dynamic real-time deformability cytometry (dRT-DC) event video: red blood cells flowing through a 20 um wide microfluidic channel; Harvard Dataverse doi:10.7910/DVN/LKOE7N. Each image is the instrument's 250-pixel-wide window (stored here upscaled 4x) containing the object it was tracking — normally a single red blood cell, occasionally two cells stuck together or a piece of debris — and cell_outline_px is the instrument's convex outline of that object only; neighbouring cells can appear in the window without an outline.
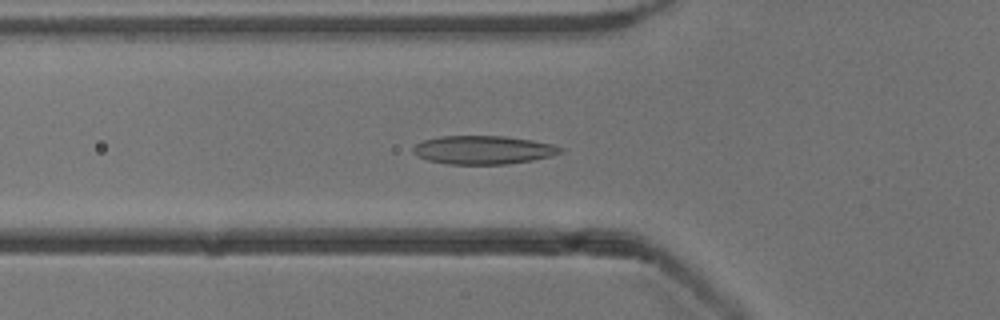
{"species": "common noctule bat (a hibernating species)", "species_latin": "Nyctalus noctula", "temperature_condition": "cold", "stored_images_in_passage": 47, "camera_frame_rate_fps": 3000, "um_per_image_px": 0.085, "animal": {"sex": "male", "body_mass_g": 13.3}, "frame": {"image": 1, "passage_image": 13, "time_ms": 4.0, "image_size_px": [1000, 320], "cell_outline_px": [[564, 152], [552, 156], [532, 160], [508, 164], [448, 164], [428, 160], [416, 156], [412, 152], [412, 148], [416, 144], [424, 140], [440, 136], [504, 136], [532, 140], [552, 144], [564, 148]], "centroid_in_image_um": [41.09, 12.74], "position_along_channel_um": 84.7, "area_um2": 24.57}}
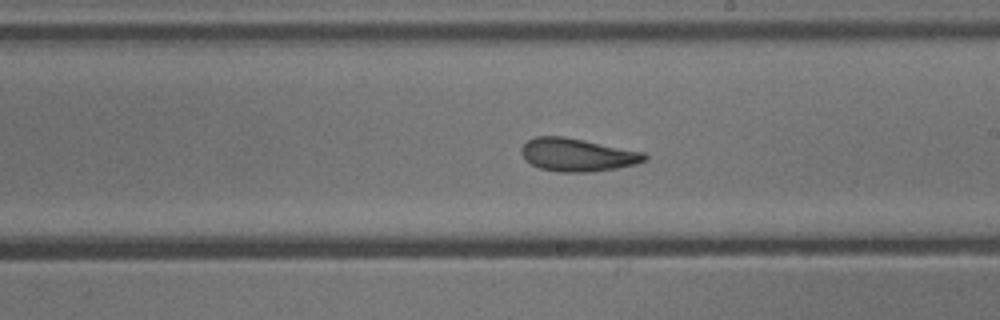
{"frame": {"image": 2, "passage_image": 25, "time_ms": 8.0, "image_size_px": [1000, 320], "cell_outline_px": [[648, 160], [636, 164], [616, 168], [592, 172], [556, 172], [540, 168], [532, 164], [520, 152], [520, 148], [528, 140], [536, 136], [564, 136], [644, 152], [648, 156]], "centroid_in_image_um": [49.1, 13.16], "position_along_channel_um": 239.9, "area_um2": 23.7}}
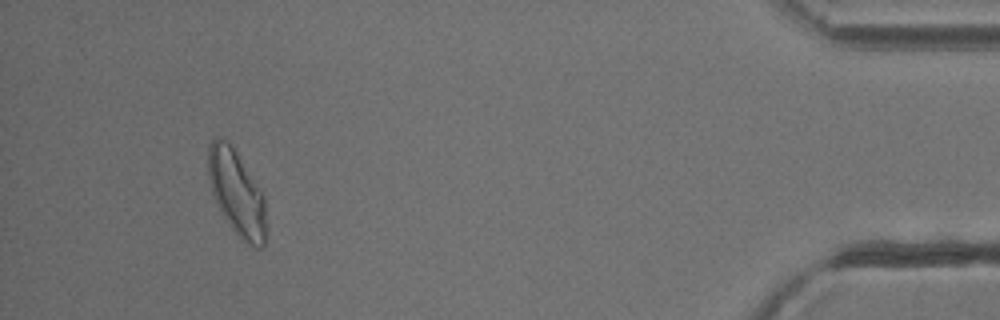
{"frame": {"image": 3, "passage_image": 44, "time_ms": 14.333, "image_size_px": [1000, 320], "cell_outline_px": [[268, 228], [264, 244], [260, 248], [252, 248], [244, 244], [240, 240], [216, 204], [212, 192], [208, 176], [208, 144], [216, 136], [232, 144], [264, 196], [268, 224]], "centroid_in_image_um": [20.15, 16.46], "position_along_channel_um": 415.1, "area_um2": 29.36}, "authors_computed_cell_mechanics": {"area_um2": 24.3916, "velocity_mm_per_s": 3.8572, "shape_relaxation_time_tau1_ms": 4.9932, "shape_relaxation_time_tau2_ms": 2.3453, "deformation_change_tau1": 0.1413, "deformation_change_tau2": 0.0877}}